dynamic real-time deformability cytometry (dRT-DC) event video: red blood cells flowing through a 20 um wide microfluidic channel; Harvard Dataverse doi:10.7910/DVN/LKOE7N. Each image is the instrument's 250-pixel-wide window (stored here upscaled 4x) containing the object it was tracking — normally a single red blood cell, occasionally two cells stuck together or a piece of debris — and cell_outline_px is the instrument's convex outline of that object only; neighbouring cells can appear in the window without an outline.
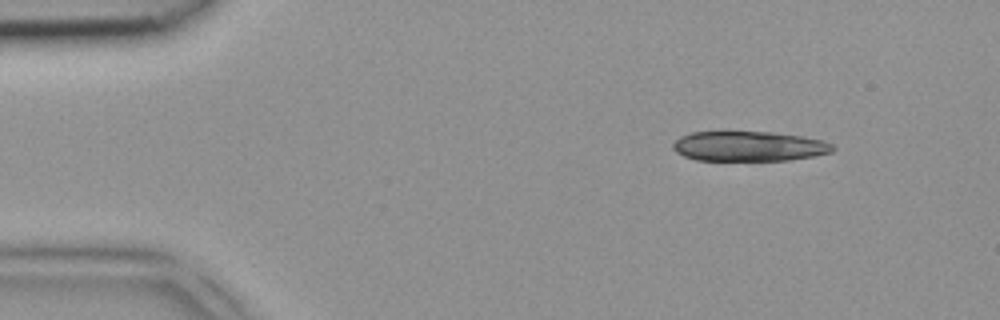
{"species": "common noctule bat (a hibernating species)", "species_latin": "Nyctalus noctula", "temperature_condition": "room temperature", "stored_images_in_passage": 4, "camera_frame_rate_fps": 3000, "um_per_image_px": 0.085, "animal": {"sex": "female", "body_mass_g": 18.4}, "frame": {"image": 1, "passage_image": 1, "time_ms": 0.0, "image_size_px": [1000, 320], "cell_outline_px": [[836, 148], [832, 152], [812, 156], [788, 160], [696, 160], [684, 156], [676, 152], [672, 148], [672, 144], [680, 136], [692, 132], [772, 132], [804, 136], [820, 140], [832, 144]], "centroid_in_image_um": [63.64, 12.43], "position_along_channel_um": 21.4, "area_um2": 27.8}}